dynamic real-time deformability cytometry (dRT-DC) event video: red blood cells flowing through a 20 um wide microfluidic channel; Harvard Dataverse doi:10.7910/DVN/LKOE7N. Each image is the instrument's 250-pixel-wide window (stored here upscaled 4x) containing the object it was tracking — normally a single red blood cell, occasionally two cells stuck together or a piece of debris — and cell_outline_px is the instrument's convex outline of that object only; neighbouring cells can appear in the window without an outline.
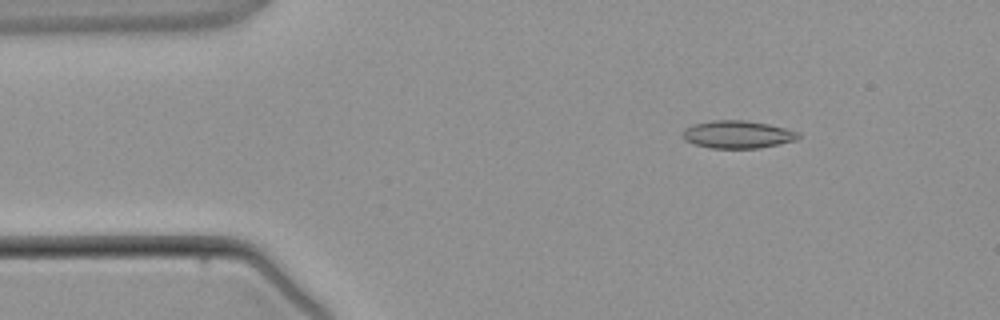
{"species": "common noctule bat (a hibernating species)", "species_latin": "Nyctalus noctula", "temperature_condition": "warm", "stored_images_in_passage": 4, "camera_frame_rate_fps": 3000, "um_per_image_px": 0.085, "animal": {"sex": "male", "body_mass_g": 21.5, "forearm_length_mm": 52.0}, "frame": {"image": 1, "passage_image": 2, "time_ms": 1.333, "image_size_px": [1000, 320], "cell_outline_px": [[800, 136], [796, 140], [760, 148], [712, 148], [696, 144], [684, 140], [680, 136], [684, 128], [692, 124], [712, 120], [744, 120], [768, 124], [800, 132]], "centroid_in_image_um": [62.66, 11.42], "position_along_channel_um": 22.3, "area_um2": 18.73}}
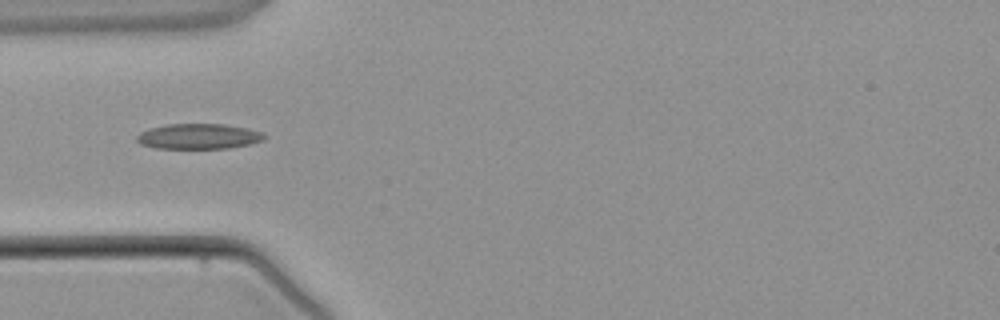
{"frame": {"image": 2, "passage_image": 4, "time_ms": 3.667, "image_size_px": [1000, 320], "cell_outline_px": [[264, 140], [248, 144], [228, 148], [156, 148], [140, 144], [136, 140], [136, 136], [140, 132], [148, 128], [168, 124], [224, 124], [264, 132]], "centroid_in_image_um": [16.84, 11.59], "position_along_channel_um": 68.2, "area_um2": 18.73}}